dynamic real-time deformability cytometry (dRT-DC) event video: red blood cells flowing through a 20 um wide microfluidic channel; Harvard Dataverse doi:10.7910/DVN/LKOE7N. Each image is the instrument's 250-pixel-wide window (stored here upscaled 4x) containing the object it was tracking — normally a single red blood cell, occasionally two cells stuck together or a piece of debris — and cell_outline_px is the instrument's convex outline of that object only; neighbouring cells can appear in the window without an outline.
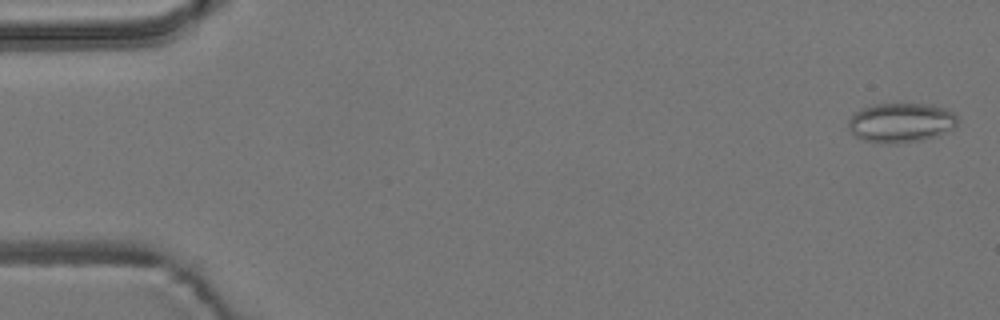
{"species": "common noctule bat (a hibernating species)", "species_latin": "Nyctalus noctula", "temperature_condition": "room temperature", "stored_images_in_passage": 5, "camera_frame_rate_fps": 3000, "um_per_image_px": 0.085, "animal": {"sex": "male", "body_mass_g": 19.2, "forearm_length_mm": 51.8}, "frame": {"image": 1, "passage_image": 1, "time_ms": 0.0, "image_size_px": [1000, 320], "cell_outline_px": [[956, 124], [952, 128], [936, 136], [920, 140], [896, 144], [888, 144], [864, 140], [856, 136], [848, 128], [848, 120], [860, 108], [876, 104], [932, 104], [944, 108], [952, 112], [956, 116]], "centroid_in_image_um": [76.55, 10.42], "position_along_channel_um": 8.4, "area_um2": 24.97}}